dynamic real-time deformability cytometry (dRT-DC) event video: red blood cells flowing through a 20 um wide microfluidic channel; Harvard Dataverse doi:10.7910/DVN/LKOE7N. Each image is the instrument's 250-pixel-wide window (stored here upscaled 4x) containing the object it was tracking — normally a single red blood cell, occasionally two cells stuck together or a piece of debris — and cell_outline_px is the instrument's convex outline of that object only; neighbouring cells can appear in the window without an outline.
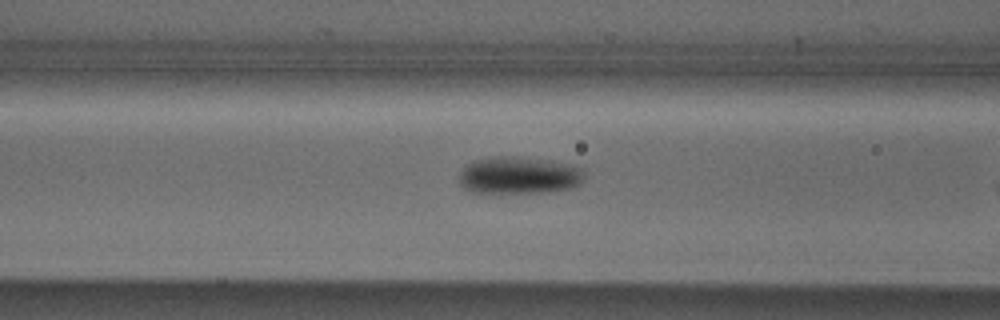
{"species": "Egyptian fruit bat (a non-hibernating species)", "species_latin": "Rousettus aegyptiacus", "temperature_condition": "cold", "stored_images_in_passage": 13, "camera_frame_rate_fps": 3000, "um_per_image_px": 0.085, "animal": {"sex": "male"}, "frame": {"image": 1, "passage_image": 11, "time_ms": 3.333, "image_size_px": [1000, 320], "cell_outline_px": [[584, 180], [580, 184], [572, 188], [544, 192], [472, 192], [464, 188], [460, 184], [460, 172], [468, 164], [476, 160], [496, 156], [516, 156], [572, 164], [580, 168], [584, 172]], "centroid_in_image_um": [44.14, 14.9], "position_along_channel_um": 122.5, "area_um2": 26.99}}